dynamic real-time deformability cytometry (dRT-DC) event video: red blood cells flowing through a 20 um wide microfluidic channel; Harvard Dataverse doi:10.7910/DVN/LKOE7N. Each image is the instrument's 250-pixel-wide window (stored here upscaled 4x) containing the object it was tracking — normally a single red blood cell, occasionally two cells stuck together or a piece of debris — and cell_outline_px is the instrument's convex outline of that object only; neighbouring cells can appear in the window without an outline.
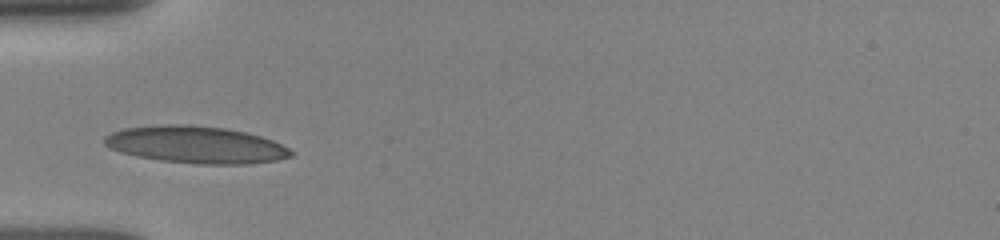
{"species": "human", "species_latin": "Homo sapiens", "temperature_condition": "room temperature", "stored_images_in_passage": 28, "camera_frame_rate_fps": 3000, "um_per_image_px": 0.085, "donor": {"sex": "female"}, "frame": {"image": 1, "passage_image": 1, "time_ms": 0.0, "image_size_px": [1000, 240], "cell_outline_px": [[292, 156], [276, 160], [248, 164], [200, 164], [160, 160], [136, 156], [120, 152], [108, 148], [104, 144], [104, 136], [112, 132], [124, 128], [160, 124], [188, 124], [224, 128], [244, 132], [260, 136], [272, 140], [288, 148], [292, 152]], "centroid_in_image_um": [16.6, 12.3], "position_along_channel_um": 68.4, "area_um2": 40.29}}
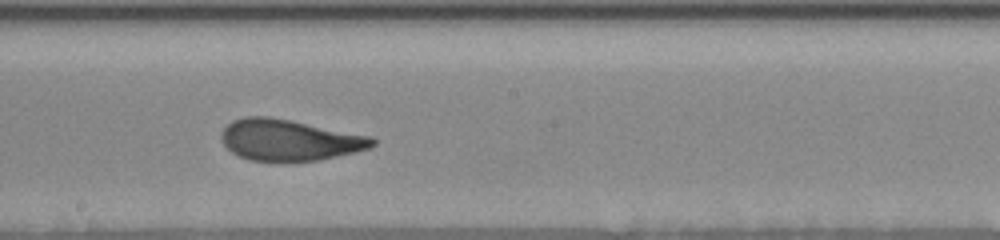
{"frame": {"image": 2, "passage_image": 13, "time_ms": 4.0, "image_size_px": [1000, 240], "cell_outline_px": [[376, 144], [372, 148], [356, 152], [316, 160], [288, 164], [248, 160], [232, 152], [224, 144], [220, 136], [224, 128], [232, 120], [244, 116], [268, 116], [372, 136], [376, 140]], "centroid_in_image_um": [24.6, 11.93], "position_along_channel_um": 223.6, "area_um2": 36.88}}
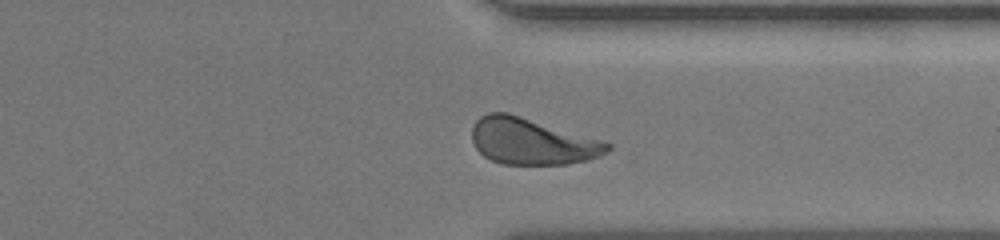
{"frame": {"image": 3, "passage_image": 24, "time_ms": 7.667, "image_size_px": [1000, 240], "cell_outline_px": [[612, 148], [608, 152], [600, 156], [588, 160], [568, 164], [504, 164], [492, 160], [484, 156], [476, 148], [472, 140], [472, 128], [476, 120], [480, 116], [488, 112], [508, 112], [604, 140], [612, 144]], "centroid_in_image_um": [45.25, 12.01], "position_along_channel_um": 366.2, "area_um2": 36.93}, "authors_computed_cell_mechanics": {"area_um2": 36.2406, "velocity_mm_per_s": 3.8825, "shape_relaxation_time_tau1_ms": 3.27, "shape_relaxation_time_tau2_ms": 0.7447, "deformation_change_tau1": 0.1771, "deformation_change_tau2": 0.0832}}